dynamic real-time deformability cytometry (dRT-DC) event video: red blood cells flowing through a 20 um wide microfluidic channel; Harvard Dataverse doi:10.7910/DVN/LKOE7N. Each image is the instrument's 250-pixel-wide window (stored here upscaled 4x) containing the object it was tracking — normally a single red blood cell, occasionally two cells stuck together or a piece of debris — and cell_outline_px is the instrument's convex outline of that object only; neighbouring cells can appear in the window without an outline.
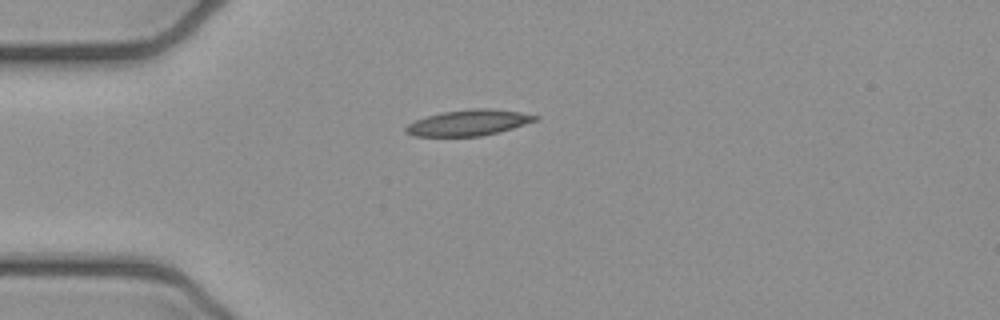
{"species": "common noctule bat (a hibernating species)", "species_latin": "Nyctalus noctula", "temperature_condition": "cold", "stored_images_in_passage": 5, "camera_frame_rate_fps": 3000, "um_per_image_px": 0.085, "animal": {"sex": "female", "body_mass_g": 21.9}, "frame": {"image": 1, "passage_image": 5, "time_ms": 1.333, "image_size_px": [1000, 320], "cell_outline_px": [[540, 120], [512, 128], [480, 136], [412, 136], [404, 132], [404, 128], [408, 124], [416, 120], [428, 116], [444, 112], [472, 108], [488, 108], [520, 112], [540, 116]], "centroid_in_image_um": [39.84, 10.43], "position_along_channel_um": 45.2, "area_um2": 19.42}}